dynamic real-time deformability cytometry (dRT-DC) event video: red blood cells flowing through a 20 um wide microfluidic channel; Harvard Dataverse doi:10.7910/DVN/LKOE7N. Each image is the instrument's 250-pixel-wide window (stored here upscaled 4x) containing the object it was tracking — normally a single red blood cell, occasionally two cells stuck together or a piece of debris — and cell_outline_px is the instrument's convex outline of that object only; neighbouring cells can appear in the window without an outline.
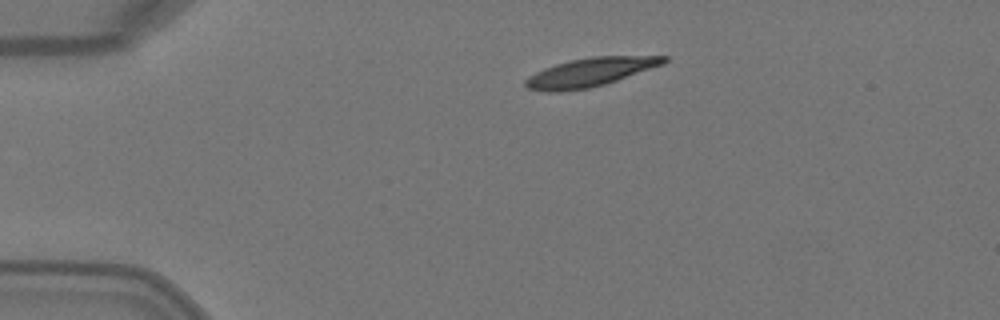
{"species": "Egyptian fruit bat (a non-hibernating species)", "species_latin": "Rousettus aegyptiacus", "temperature_condition": "warm", "stored_images_in_passage": 2, "camera_frame_rate_fps": 3000, "um_per_image_px": 0.085, "animal": {"sex": "female"}, "frame": {"image": 1, "passage_image": 1, "time_ms": 0.0, "image_size_px": [1000, 320], "cell_outline_px": [[668, 60], [664, 64], [604, 84], [588, 88], [560, 92], [544, 92], [528, 88], [524, 84], [524, 80], [528, 76], [544, 68], [556, 64], [572, 60], [592, 56], [668, 56]], "centroid_in_image_um": [50.13, 6.14], "position_along_channel_um": 34.9, "area_um2": 22.95}}